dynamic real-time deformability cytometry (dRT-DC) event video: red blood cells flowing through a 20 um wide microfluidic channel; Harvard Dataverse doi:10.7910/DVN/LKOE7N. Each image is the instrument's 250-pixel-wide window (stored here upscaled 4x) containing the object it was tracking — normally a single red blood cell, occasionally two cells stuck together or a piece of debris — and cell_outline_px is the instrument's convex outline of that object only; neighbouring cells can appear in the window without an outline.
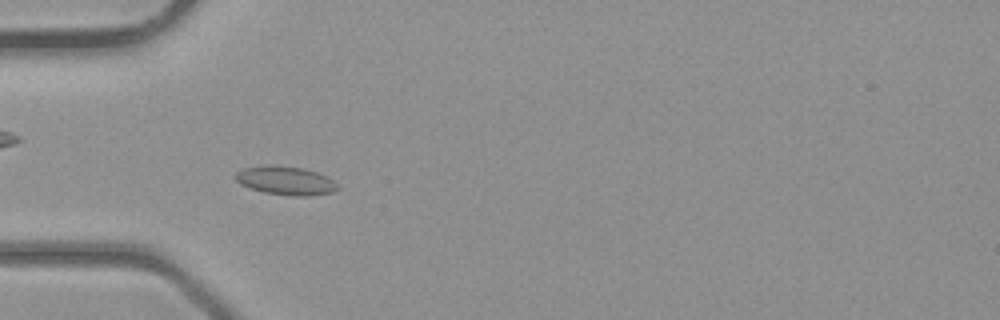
{"species": "common noctule bat (a hibernating species)", "species_latin": "Nyctalus noctula", "temperature_condition": "room temperature", "stored_images_in_passage": 35, "camera_frame_rate_fps": 3000, "um_per_image_px": 0.085, "animal": {"sex": "male", "body_mass_g": 23.1, "forearm_length_mm": 52.7}, "frame": {"image": 1, "passage_image": 7, "time_ms": 2.0, "image_size_px": [1000, 320], "cell_outline_px": [[340, 188], [332, 192], [308, 196], [292, 196], [264, 192], [240, 184], [236, 180], [236, 172], [244, 168], [268, 164], [276, 164], [304, 168], [328, 176]], "centroid_in_image_um": [24.29, 15.33], "position_along_channel_um": 60.7, "area_um2": 17.11}}
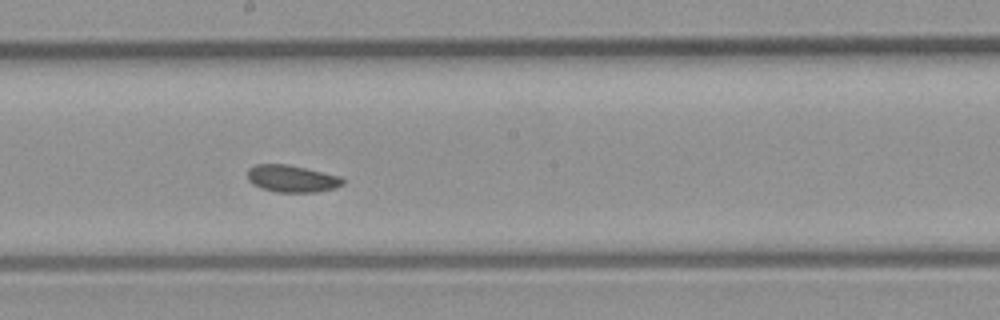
{"frame": {"image": 2, "passage_image": 17, "time_ms": 5.333, "image_size_px": [1000, 320], "cell_outline_px": [[344, 184], [336, 188], [316, 192], [276, 192], [260, 188], [252, 184], [248, 180], [248, 168], [256, 164], [288, 164], [340, 176], [344, 180]], "centroid_in_image_um": [24.8, 15.19], "position_along_channel_um": 223.4, "area_um2": 15.14}}
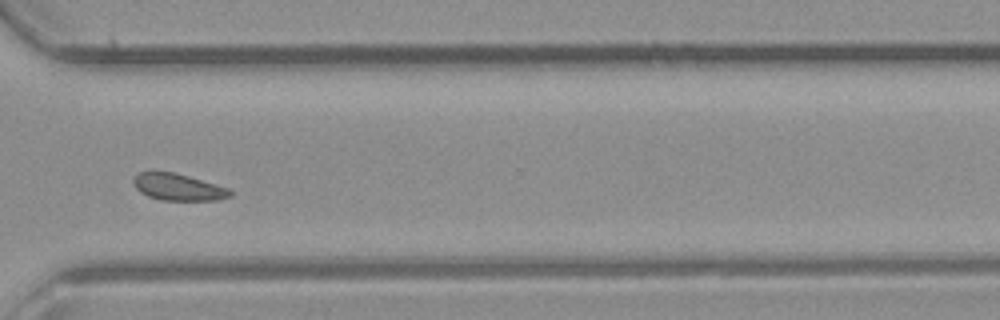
{"frame": {"image": 3, "passage_image": 25, "time_ms": 8.0, "image_size_px": [1000, 320], "cell_outline_px": [[232, 196], [216, 200], [160, 200], [148, 196], [140, 192], [136, 188], [132, 180], [140, 172], [148, 168], [156, 168], [176, 172], [228, 188], [232, 192]], "centroid_in_image_um": [15.07, 15.85], "position_along_channel_um": 355.5, "area_um2": 15.61}}